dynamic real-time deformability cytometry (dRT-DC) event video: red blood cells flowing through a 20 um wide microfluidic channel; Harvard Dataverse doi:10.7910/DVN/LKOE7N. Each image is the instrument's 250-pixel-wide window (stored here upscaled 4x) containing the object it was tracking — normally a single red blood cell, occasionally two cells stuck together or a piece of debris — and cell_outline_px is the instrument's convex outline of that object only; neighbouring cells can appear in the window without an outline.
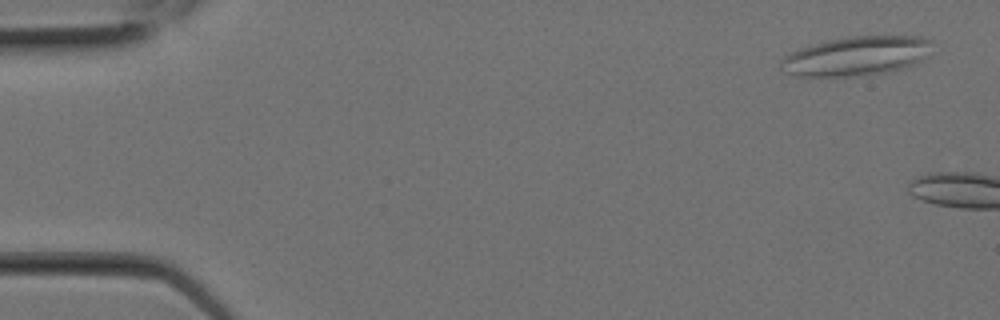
{"species": "Egyptian fruit bat (a non-hibernating species)", "species_latin": "Rousettus aegyptiacus", "temperature_condition": "room temperature", "stored_images_in_passage": 4, "camera_frame_rate_fps": 3000, "um_per_image_px": 0.085, "animal": {"sex": "female"}, "frame": {"image": 1, "passage_image": 1, "time_ms": 0.0, "image_size_px": [1000, 320], "cell_outline_px": [[932, 40], [924, 56], [920, 60], [904, 68], [888, 72], [868, 76], [796, 76], [780, 72], [780, 60], [784, 56], [800, 48], [812, 44], [828, 40], [848, 36], [920, 36]], "centroid_in_image_um": [72.71, 4.77], "position_along_channel_um": 12.3, "area_um2": 34.68}}